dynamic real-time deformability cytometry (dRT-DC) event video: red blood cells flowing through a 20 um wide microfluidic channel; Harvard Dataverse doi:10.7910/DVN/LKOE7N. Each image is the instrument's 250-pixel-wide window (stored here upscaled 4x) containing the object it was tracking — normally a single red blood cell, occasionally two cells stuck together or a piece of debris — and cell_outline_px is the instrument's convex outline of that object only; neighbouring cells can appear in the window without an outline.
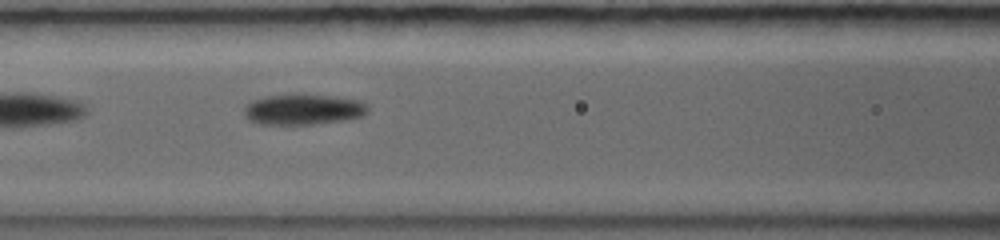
{"species": "common noctule bat (a hibernating species)", "species_latin": "Nyctalus noctula", "temperature_condition": "warm", "stored_images_in_passage": 7, "camera_frame_rate_fps": 5000, "um_per_image_px": 0.085, "animal": {"sex": "female", "body_mass_g": 19.0, "forearm_length_mm": 56.7}, "frame": {"image": 1, "passage_image": 5, "time_ms": 3.8, "image_size_px": [1000, 240], "cell_outline_px": [[368, 112], [360, 116], [344, 120], [312, 124], [256, 124], [248, 120], [244, 116], [244, 108], [252, 100], [264, 96], [304, 92], [336, 96], [360, 100], [368, 104]], "centroid_in_image_um": [25.76, 9.26], "position_along_channel_um": 140.8, "area_um2": 22.77}}